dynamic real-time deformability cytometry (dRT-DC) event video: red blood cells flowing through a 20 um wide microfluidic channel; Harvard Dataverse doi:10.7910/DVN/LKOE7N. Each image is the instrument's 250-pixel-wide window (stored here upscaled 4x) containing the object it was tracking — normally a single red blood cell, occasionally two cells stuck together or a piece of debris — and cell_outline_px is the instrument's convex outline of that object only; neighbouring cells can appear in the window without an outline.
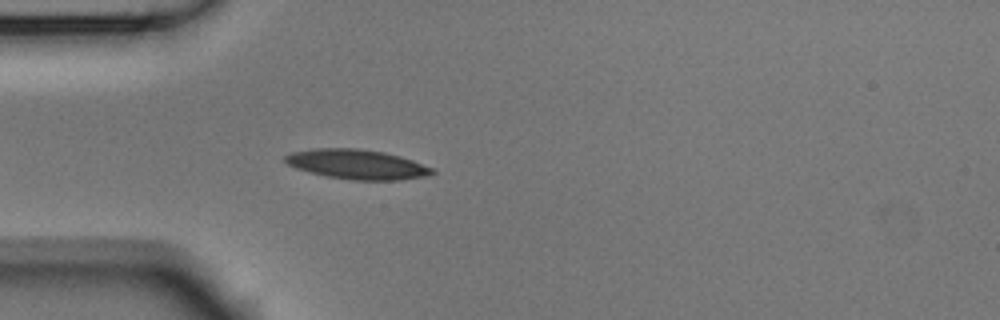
{"species": "Egyptian fruit bat (a non-hibernating species)", "species_latin": "Rousettus aegyptiacus", "temperature_condition": "room temperature", "stored_images_in_passage": 30, "camera_frame_rate_fps": 3000, "um_per_image_px": 0.085, "animal": {"sex": "male"}, "frame": {"image": 1, "passage_image": 5, "time_ms": 1.333, "image_size_px": [1000, 320], "cell_outline_px": [[436, 172], [428, 176], [396, 180], [356, 180], [324, 176], [296, 168], [288, 164], [284, 160], [284, 156], [292, 152], [316, 148], [356, 148], [384, 152], [400, 156], [412, 160], [432, 168]], "centroid_in_image_um": [30.34, 13.96], "position_along_channel_um": 54.7, "area_um2": 25.32}}
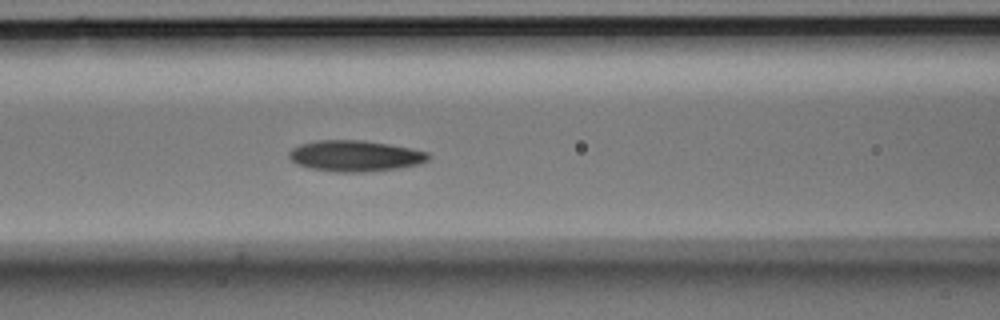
{"frame": {"image": 2, "passage_image": 12, "time_ms": 3.667, "image_size_px": [1000, 320], "cell_outline_px": [[432, 156], [428, 160], [420, 164], [400, 168], [360, 172], [336, 172], [312, 168], [296, 164], [288, 156], [288, 152], [292, 148], [300, 144], [316, 140], [364, 140], [388, 144], [428, 152]], "centroid_in_image_um": [30.18, 13.25], "position_along_channel_um": 136.4, "area_um2": 25.2}}
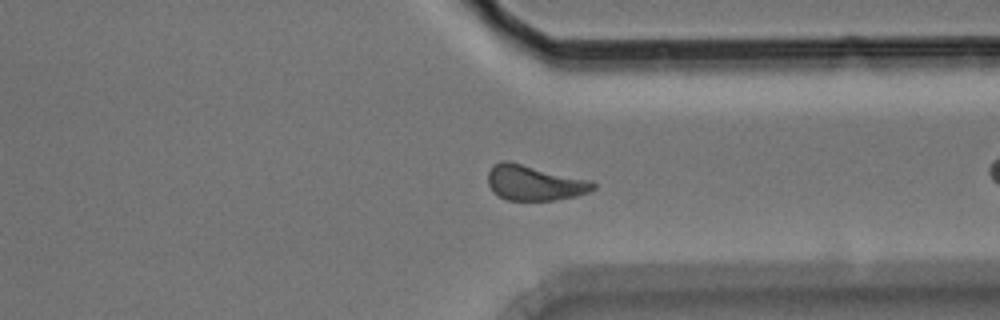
{"frame": {"image": 3, "passage_image": 27, "time_ms": 8.667, "image_size_px": [1000, 320], "cell_outline_px": [[596, 188], [588, 192], [576, 196], [556, 200], [508, 200], [492, 192], [488, 184], [488, 172], [492, 164], [500, 160], [508, 160], [592, 180], [596, 184]], "centroid_in_image_um": [45.42, 15.52], "position_along_channel_um": 366.0, "area_um2": 21.96}}